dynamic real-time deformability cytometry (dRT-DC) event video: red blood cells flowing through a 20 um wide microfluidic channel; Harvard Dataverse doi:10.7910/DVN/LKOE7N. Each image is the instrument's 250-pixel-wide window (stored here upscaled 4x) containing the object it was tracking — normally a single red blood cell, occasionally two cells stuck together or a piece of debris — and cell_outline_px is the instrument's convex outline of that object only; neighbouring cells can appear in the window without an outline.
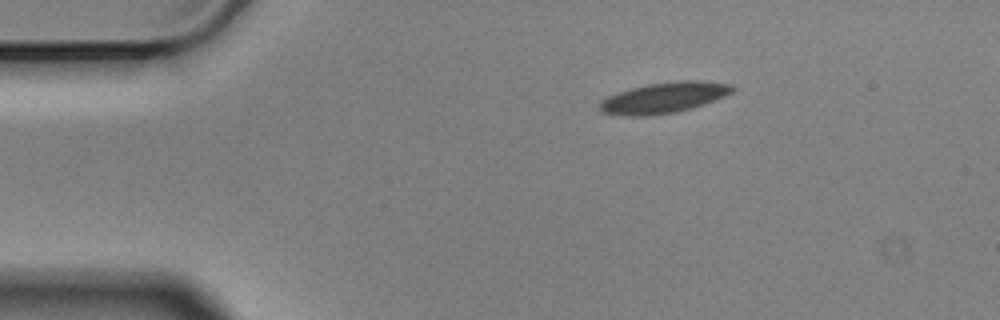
{"species": "Egyptian fruit bat (a non-hibernating species)", "species_latin": "Rousettus aegyptiacus", "temperature_condition": "cold", "stored_images_in_passage": 9, "camera_frame_rate_fps": 3000, "um_per_image_px": 0.085, "animal": {"sex": "male"}, "frame": {"image": 1, "passage_image": 1, "time_ms": 0.0, "image_size_px": [1000, 320], "cell_outline_px": [[736, 88], [732, 92], [724, 96], [704, 104], [692, 108], [676, 112], [648, 116], [624, 116], [600, 112], [600, 100], [616, 92], [648, 84], [676, 80], [700, 80], [732, 84]], "centroid_in_image_um": [56.43, 8.3], "position_along_channel_um": 28.6, "area_um2": 23.99}}
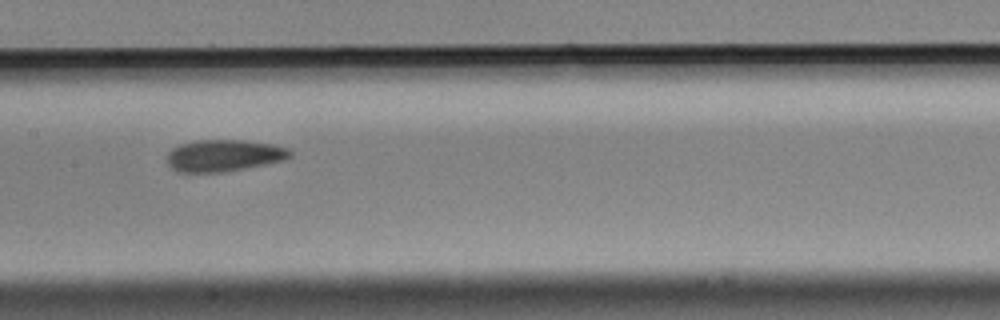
{"frame": {"image": 2, "passage_image": 6, "time_ms": 1.667, "image_size_px": [1000, 320], "cell_outline_px": [[292, 156], [284, 160], [224, 172], [176, 172], [168, 164], [168, 152], [172, 148], [180, 144], [196, 140], [244, 140], [272, 144], [288, 148], [292, 152]], "centroid_in_image_um": [19.02, 13.21], "position_along_channel_um": 188.4, "area_um2": 22.77}}
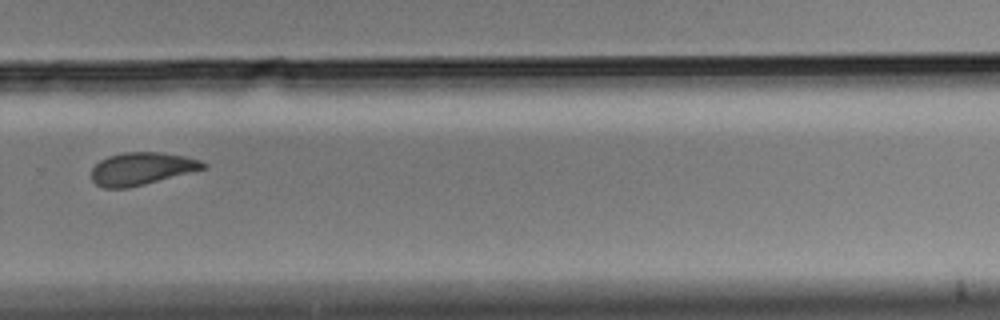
{"frame": {"image": 3, "passage_image": 9, "time_ms": 2.667, "image_size_px": [1000, 320], "cell_outline_px": [[208, 168], [128, 188], [104, 188], [96, 184], [92, 180], [92, 168], [100, 160], [108, 156], [124, 152], [160, 152], [184, 156], [200, 160], [208, 164]], "centroid_in_image_um": [12.06, 14.33], "position_along_channel_um": 317.7, "area_um2": 21.21}}